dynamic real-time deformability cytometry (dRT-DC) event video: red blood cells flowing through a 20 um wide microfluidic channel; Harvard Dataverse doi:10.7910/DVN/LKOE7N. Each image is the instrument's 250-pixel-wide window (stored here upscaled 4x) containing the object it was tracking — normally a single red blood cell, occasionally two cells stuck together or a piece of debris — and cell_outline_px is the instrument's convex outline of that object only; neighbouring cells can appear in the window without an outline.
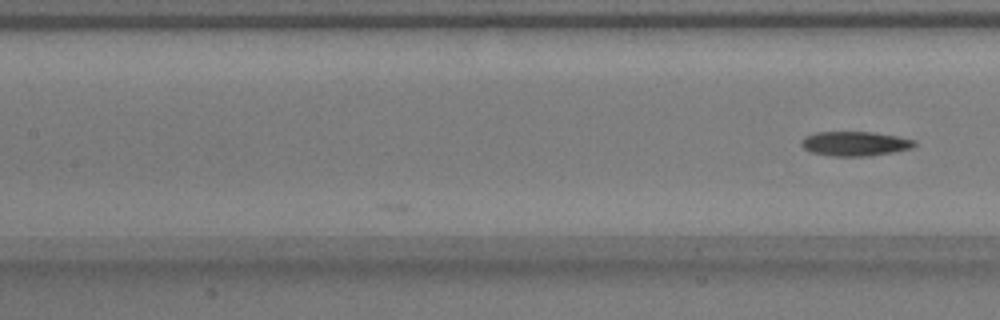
{"species": "common noctule bat (a hibernating species)", "species_latin": "Nyctalus noctula", "temperature_condition": "warm", "stored_images_in_passage": 11, "camera_frame_rate_fps": 3000, "um_per_image_px": 0.085, "animal": {"sex": "male", "body_mass_g": 17.9}, "frame": {"image": 1, "passage_image": 11, "time_ms": 3.333, "image_size_px": [1000, 320], "cell_outline_px": [[916, 144], [912, 148], [892, 152], [868, 156], [832, 156], [812, 152], [804, 148], [800, 144], [800, 140], [804, 136], [816, 132], [872, 132], [896, 136], [916, 140]], "centroid_in_image_um": [72.65, 12.2], "position_along_channel_um": 134.8, "area_um2": 16.13}}